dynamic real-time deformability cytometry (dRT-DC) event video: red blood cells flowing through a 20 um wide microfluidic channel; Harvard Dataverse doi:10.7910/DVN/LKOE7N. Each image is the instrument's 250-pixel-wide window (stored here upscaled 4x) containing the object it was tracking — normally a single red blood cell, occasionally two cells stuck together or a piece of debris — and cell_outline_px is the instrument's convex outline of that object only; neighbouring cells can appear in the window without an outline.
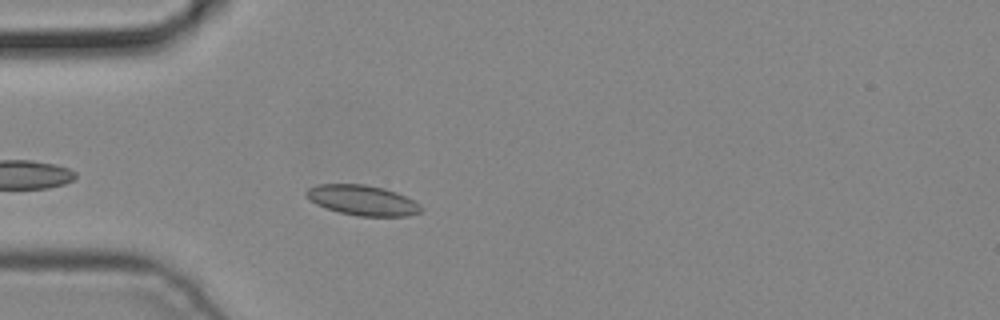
{"species": "common noctule bat (a hibernating species)", "species_latin": "Nyctalus noctula", "temperature_condition": "cold", "stored_images_in_passage": 4, "camera_frame_rate_fps": 3000, "um_per_image_px": 0.085, "animal": {"sex": "male", "body_mass_g": 19.2, "forearm_length_mm": 51.8}, "frame": {"image": 1, "passage_image": 4, "time_ms": 1.0, "image_size_px": [1000, 320], "cell_outline_px": [[424, 208], [420, 212], [408, 216], [356, 216], [324, 208], [308, 200], [304, 192], [308, 188], [316, 184], [364, 184], [384, 188], [396, 192], [420, 204]], "centroid_in_image_um": [30.77, 17.02], "position_along_channel_um": 54.2, "area_um2": 20.35}}